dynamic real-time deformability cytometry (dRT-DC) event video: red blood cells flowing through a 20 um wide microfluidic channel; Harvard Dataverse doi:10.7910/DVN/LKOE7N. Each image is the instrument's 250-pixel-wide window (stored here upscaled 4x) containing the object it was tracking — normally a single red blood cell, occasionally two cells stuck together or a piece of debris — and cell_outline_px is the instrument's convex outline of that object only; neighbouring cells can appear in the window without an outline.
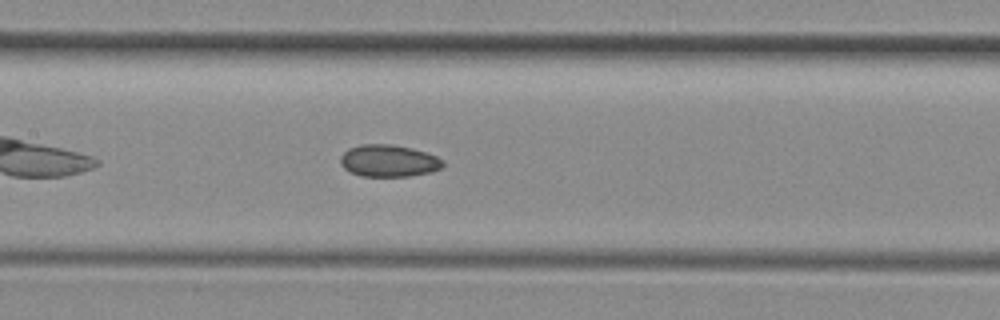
{"species": "common noctule bat (a hibernating species)", "species_latin": "Nyctalus noctula", "temperature_condition": "room temperature", "stored_images_in_passage": 7, "camera_frame_rate_fps": 3000, "um_per_image_px": 0.085, "animal": {"sex": "female", "body_mass_g": 29.2, "forearm_length_mm": 56.3}, "frame": {"image": 1, "passage_image": 7, "time_ms": 2.0, "image_size_px": [1000, 320], "cell_outline_px": [[444, 164], [440, 168], [432, 172], [408, 176], [360, 176], [348, 172], [340, 164], [340, 156], [348, 148], [360, 144], [392, 144], [412, 148], [436, 156], [444, 160]], "centroid_in_image_um": [33.0, 13.67], "position_along_channel_um": 174.4, "area_um2": 19.31}}